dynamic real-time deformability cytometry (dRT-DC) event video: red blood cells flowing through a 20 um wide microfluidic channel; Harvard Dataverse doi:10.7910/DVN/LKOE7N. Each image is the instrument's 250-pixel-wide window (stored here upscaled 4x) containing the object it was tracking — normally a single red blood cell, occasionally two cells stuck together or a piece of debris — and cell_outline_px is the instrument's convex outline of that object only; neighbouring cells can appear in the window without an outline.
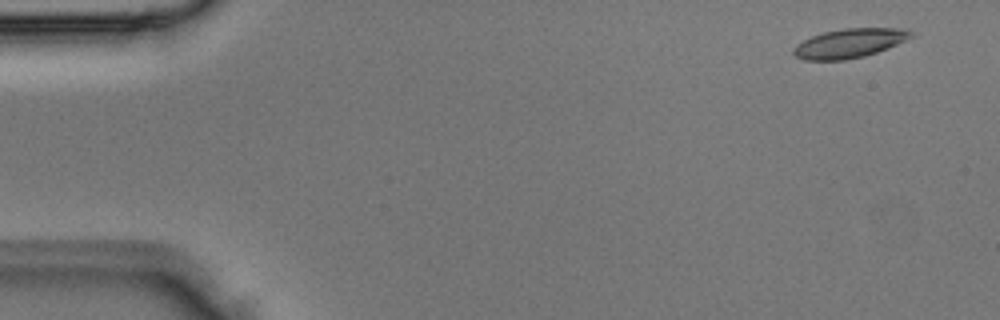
{"species": "Egyptian fruit bat (a non-hibernating species)", "species_latin": "Rousettus aegyptiacus", "temperature_condition": "room temperature", "stored_images_in_passage": 4, "camera_frame_rate_fps": 3000, "um_per_image_px": 0.085, "animal": {"sex": "male"}, "frame": {"image": 1, "passage_image": 1, "time_ms": 0.0, "image_size_px": [1000, 320], "cell_outline_px": [[912, 36], [888, 48], [864, 56], [844, 60], [804, 60], [796, 56], [792, 52], [792, 48], [796, 44], [812, 36], [824, 32], [844, 28], [908, 28], [912, 32]], "centroid_in_image_um": [72.18, 3.67], "position_along_channel_um": 12.8, "area_um2": 19.88}}
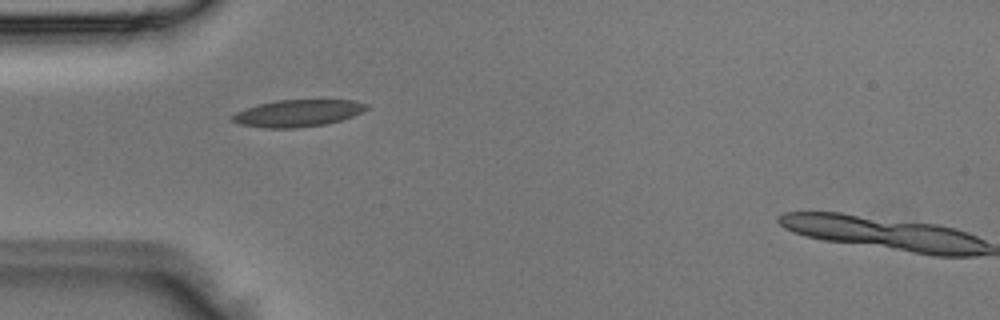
{"frame": {"image": 2, "passage_image": 4, "time_ms": 1.0, "image_size_px": [1000, 320], "cell_outline_px": [[368, 108], [352, 116], [340, 120], [324, 124], [296, 128], [264, 128], [240, 124], [232, 120], [232, 116], [236, 112], [260, 104], [276, 100], [352, 100], [368, 104]], "centroid_in_image_um": [25.31, 9.62], "position_along_channel_um": 59.7, "area_um2": 20.75}}